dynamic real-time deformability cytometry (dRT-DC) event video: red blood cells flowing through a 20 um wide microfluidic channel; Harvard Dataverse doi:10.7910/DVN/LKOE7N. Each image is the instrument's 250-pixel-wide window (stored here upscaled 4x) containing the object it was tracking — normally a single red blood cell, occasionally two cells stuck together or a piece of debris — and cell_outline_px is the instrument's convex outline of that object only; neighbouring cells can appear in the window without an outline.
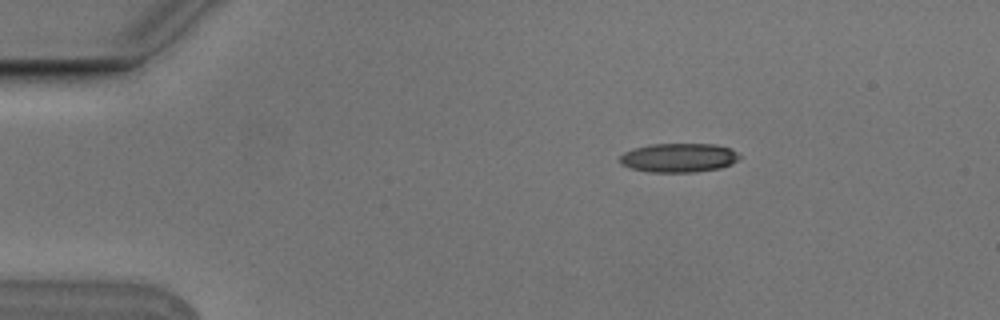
{"species": "Egyptian fruit bat (a non-hibernating species)", "species_latin": "Rousettus aegyptiacus", "temperature_condition": "cold", "stored_images_in_passage": 4, "camera_frame_rate_fps": 3000, "um_per_image_px": 0.085, "animal": {"sex": "male"}, "frame": {"image": 1, "passage_image": 1, "time_ms": 0.0, "image_size_px": [1000, 320], "cell_outline_px": [[740, 156], [732, 164], [720, 168], [692, 172], [648, 172], [632, 168], [620, 164], [620, 156], [624, 152], [632, 148], [648, 144], [716, 144], [732, 148]], "centroid_in_image_um": [57.68, 13.4], "position_along_channel_um": 27.3, "area_um2": 20.35}}
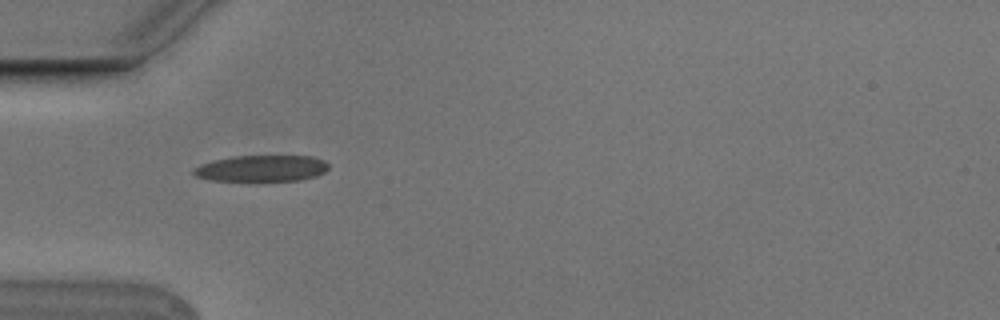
{"frame": {"image": 2, "passage_image": 3, "time_ms": 0.667, "image_size_px": [1000, 320], "cell_outline_px": [[328, 168], [324, 172], [316, 176], [300, 180], [248, 184], [212, 180], [196, 176], [192, 172], [192, 168], [200, 164], [232, 156], [312, 156], [324, 160], [328, 164]], "centroid_in_image_um": [22.2, 14.36], "position_along_channel_um": 62.8, "area_um2": 21.73}}